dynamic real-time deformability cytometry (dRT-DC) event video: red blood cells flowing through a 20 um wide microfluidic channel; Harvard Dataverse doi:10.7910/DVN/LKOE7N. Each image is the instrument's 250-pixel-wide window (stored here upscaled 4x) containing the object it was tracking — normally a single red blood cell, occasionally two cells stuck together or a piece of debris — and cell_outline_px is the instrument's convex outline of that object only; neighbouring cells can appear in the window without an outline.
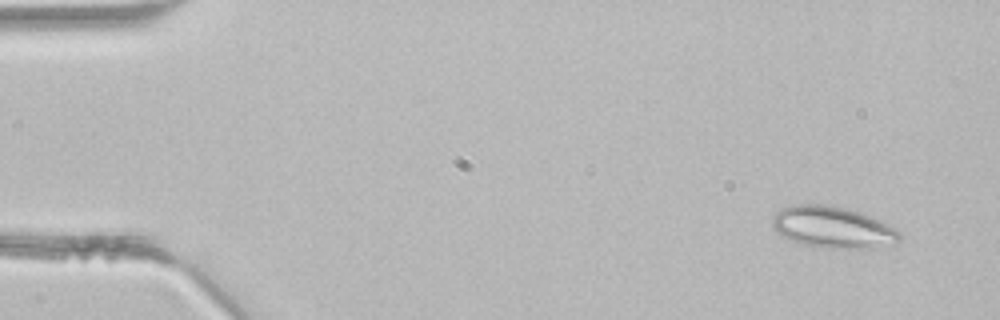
{"species": "common noctule bat (a hibernating species)", "species_latin": "Nyctalus noctula", "temperature_condition": "room temperature", "stored_images_in_passage": 2, "camera_frame_rate_fps": 3000, "um_per_image_px": 0.085, "animal": {"sex": "male", "body_mass_g": 21.5, "forearm_length_mm": 52.0}, "frame": {"image": 1, "passage_image": 1, "time_ms": 0.0, "image_size_px": [1000, 320], "cell_outline_px": [[900, 240], [896, 244], [884, 248], [828, 248], [804, 244], [780, 236], [772, 228], [772, 216], [780, 208], [792, 204], [824, 204], [844, 208], [860, 212], [896, 228], [900, 232]], "centroid_in_image_um": [70.78, 19.32], "position_along_channel_um": 14.2, "area_um2": 31.15}}